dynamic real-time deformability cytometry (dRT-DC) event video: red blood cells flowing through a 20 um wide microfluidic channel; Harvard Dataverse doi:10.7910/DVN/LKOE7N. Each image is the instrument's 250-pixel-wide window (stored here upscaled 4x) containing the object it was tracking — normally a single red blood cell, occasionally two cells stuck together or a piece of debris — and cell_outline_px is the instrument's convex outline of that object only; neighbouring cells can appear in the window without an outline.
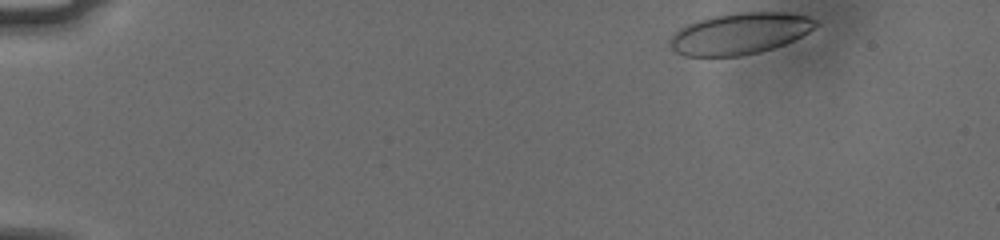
{"species": "human", "species_latin": "Homo sapiens", "temperature_condition": "cold", "stored_images_in_passage": 50, "camera_frame_rate_fps": 3000, "um_per_image_px": 0.085, "donor": {"sex": "male"}, "frame": {"image": 1, "passage_image": 1, "time_ms": 0.0, "image_size_px": [1000, 240], "cell_outline_px": [[820, 24], [808, 32], [784, 44], [760, 52], [740, 56], [684, 56], [676, 52], [668, 44], [668, 40], [680, 28], [688, 24], [700, 20], [716, 16], [736, 12], [788, 12], [808, 16], [816, 20]], "centroid_in_image_um": [62.89, 2.85], "position_along_channel_um": 22.1, "area_um2": 35.03}}
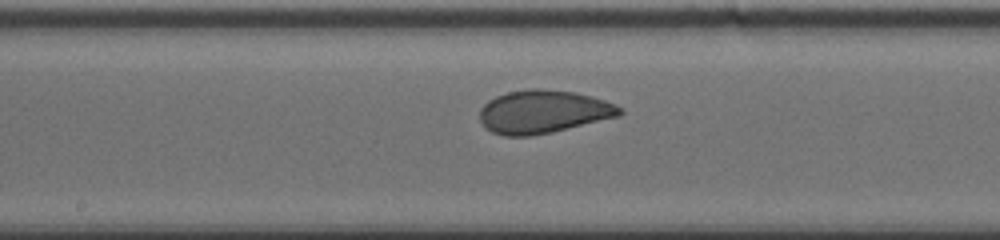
{"frame": {"image": 2, "passage_image": 25, "time_ms": 8.0, "image_size_px": [1000, 240], "cell_outline_px": [[624, 112], [620, 116], [552, 132], [532, 136], [504, 136], [492, 132], [484, 128], [480, 120], [480, 108], [488, 100], [496, 96], [508, 92], [532, 88], [540, 88], [576, 92], [592, 96], [616, 104]], "centroid_in_image_um": [46.17, 9.5], "position_along_channel_um": 202.0, "area_um2": 35.43}}
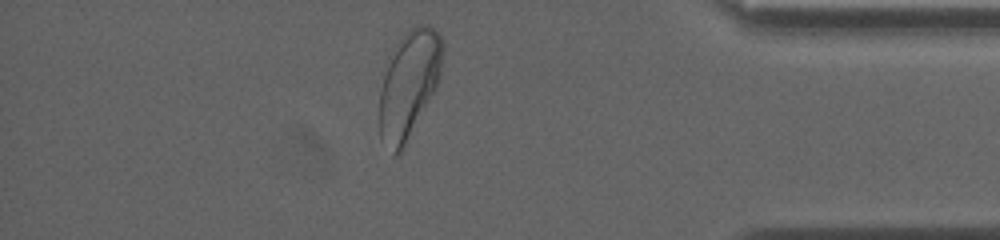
{"frame": {"image": 3, "passage_image": 43, "time_ms": 14.0, "image_size_px": [1000, 240], "cell_outline_px": [[444, 52], [440, 80], [400, 152], [396, 156], [392, 156], [380, 140], [380, 88], [384, 76], [396, 44], [408, 28], [416, 24], [428, 24], [440, 36], [444, 44]], "centroid_in_image_um": [34.78, 7.14], "position_along_channel_um": 400.4, "area_um2": 39.19}, "authors_computed_cell_mechanics": {"area_um2": 35.7493, "velocity_mm_per_s": 3.7429, "shape_relaxation_time_tau1_ms": 10.2063, "shape_relaxation_time_tau2_ms": 0.6283, "deformation_change_tau1": 0.2048, "deformation_change_tau2": 0.0486}}